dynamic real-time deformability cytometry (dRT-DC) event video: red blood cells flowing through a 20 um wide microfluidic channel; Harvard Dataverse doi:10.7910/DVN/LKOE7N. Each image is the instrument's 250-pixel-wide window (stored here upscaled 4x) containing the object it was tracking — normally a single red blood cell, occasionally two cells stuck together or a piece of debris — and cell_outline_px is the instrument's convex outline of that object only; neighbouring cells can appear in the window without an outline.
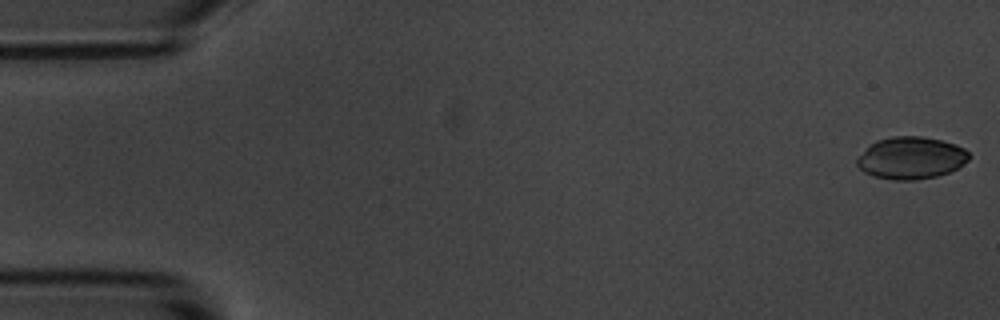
{"species": "common noctule bat (a hibernating species)", "species_latin": "Nyctalus noctula", "temperature_condition": "room temperature", "stored_images_in_passage": 54, "camera_frame_rate_fps": 3000, "um_per_image_px": 0.085, "animal": {"sex": "male", "body_mass_g": 20.1, "forearm_length_mm": 53.5}, "frame": {"image": 1, "passage_image": 1, "time_ms": 0.0, "image_size_px": [1000, 320], "cell_outline_px": [[968, 160], [956, 168], [948, 172], [936, 176], [916, 180], [892, 180], [872, 176], [864, 172], [856, 164], [856, 160], [876, 140], [892, 136], [924, 136], [956, 144], [964, 148], [968, 152]], "centroid_in_image_um": [77.43, 13.42], "position_along_channel_um": 7.6, "area_um2": 27.34}}
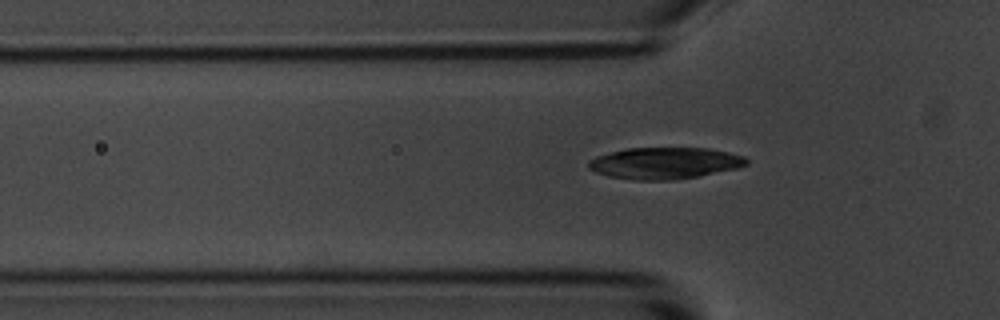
{"frame": {"image": 2, "passage_image": 17, "time_ms": 5.333, "image_size_px": [1000, 320], "cell_outline_px": [[748, 164], [736, 168], [700, 176], [676, 180], [636, 180], [608, 176], [596, 172], [588, 168], [588, 160], [596, 156], [628, 148], [708, 148], [728, 152], [744, 156], [748, 160]], "centroid_in_image_um": [56.5, 13.87], "position_along_channel_um": 69.3, "area_um2": 29.07}}
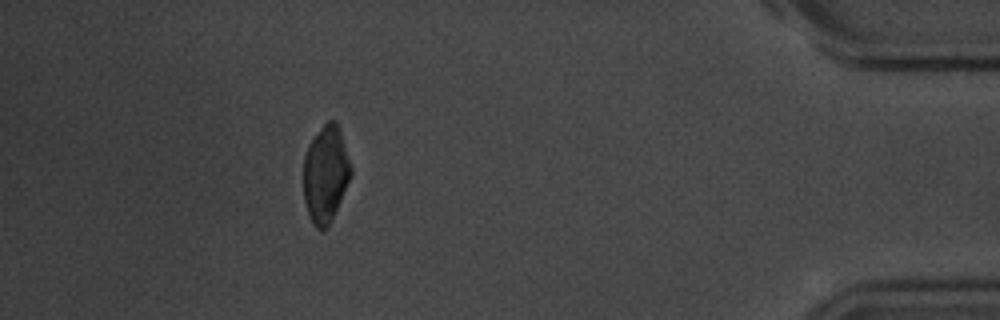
{"frame": {"image": 3, "passage_image": 49, "time_ms": 16.0, "image_size_px": [1000, 320], "cell_outline_px": [[352, 176], [328, 228], [324, 232], [316, 228], [312, 224], [308, 216], [304, 200], [304, 156], [308, 144], [324, 124], [328, 120], [336, 120], [340, 128], [352, 168]], "centroid_in_image_um": [27.69, 14.83], "position_along_channel_um": 407.5, "area_um2": 27.17}, "authors_computed_cell_mechanics": {"area_um2": 28.4665, "velocity_mm_per_s": 3.6635, "shape_relaxation_time_tau1_ms": 2.7327, "shape_relaxation_time_tau2_ms": 3.1745, "deformation_change_tau1": 0.1024, "deformation_change_tau2": 0.0668}}